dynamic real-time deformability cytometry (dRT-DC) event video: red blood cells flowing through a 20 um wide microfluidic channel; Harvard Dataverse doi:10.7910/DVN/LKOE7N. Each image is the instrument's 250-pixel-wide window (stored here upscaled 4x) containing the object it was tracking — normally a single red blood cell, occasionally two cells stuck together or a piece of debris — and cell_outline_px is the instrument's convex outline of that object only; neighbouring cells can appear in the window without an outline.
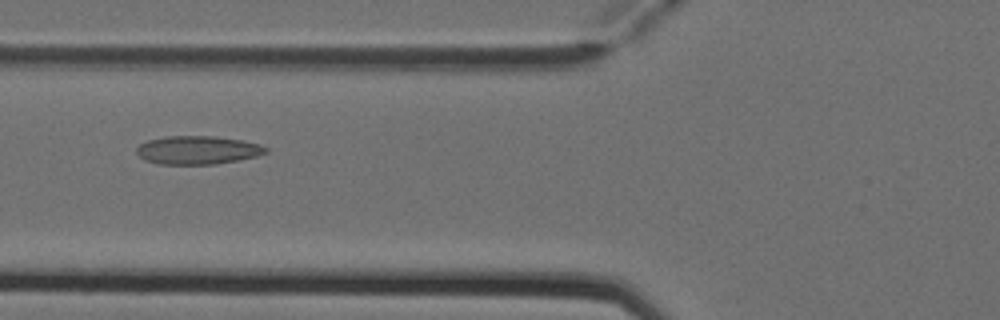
{"species": "Egyptian fruit bat (a non-hibernating species)", "species_latin": "Rousettus aegyptiacus", "temperature_condition": "cold", "stored_images_in_passage": 6, "camera_frame_rate_fps": 3000, "um_per_image_px": 0.085, "animal": {"sex": "female"}, "frame": {"image": 1, "passage_image": 3, "time_ms": 0.667, "image_size_px": [1000, 320], "cell_outline_px": [[268, 152], [256, 156], [216, 164], [160, 164], [144, 160], [136, 152], [136, 148], [140, 144], [148, 140], [168, 136], [212, 136], [240, 140], [260, 144], [268, 148]], "centroid_in_image_um": [16.79, 12.76], "position_along_channel_um": 109.0, "area_um2": 21.21}}
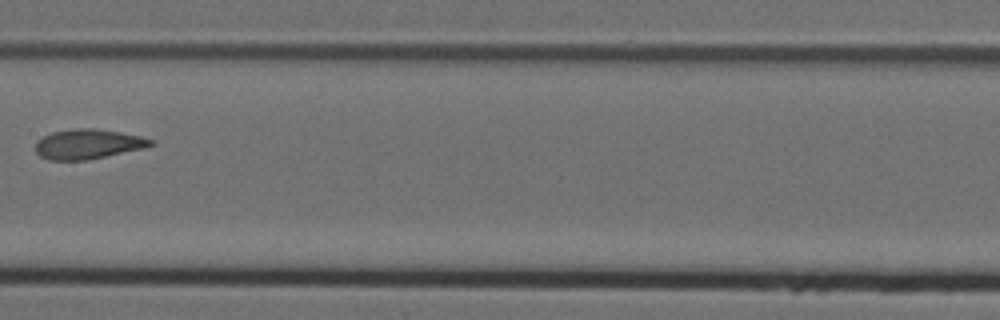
{"frame": {"image": 2, "passage_image": 5, "time_ms": 1.333, "image_size_px": [1000, 320], "cell_outline_px": [[156, 144], [148, 148], [88, 160], [48, 160], [40, 156], [36, 152], [36, 140], [52, 132], [76, 128], [92, 128], [120, 132], [140, 136], [152, 140]], "centroid_in_image_um": [7.51, 12.26], "position_along_channel_um": 199.9, "area_um2": 20.23}}
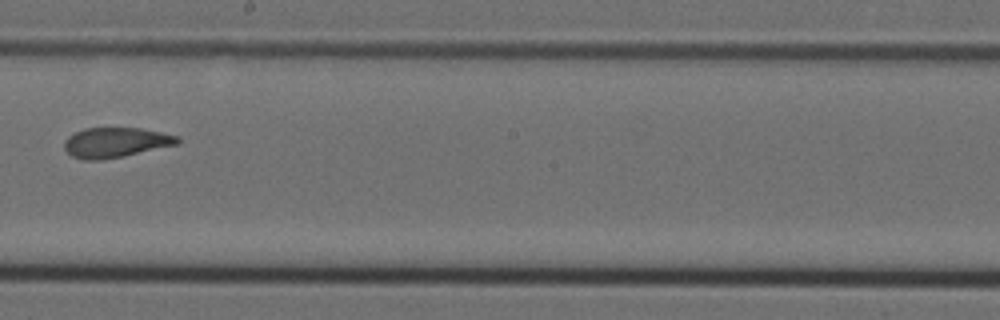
{"frame": {"image": 3, "passage_image": 6, "time_ms": 1.667, "image_size_px": [1000, 320], "cell_outline_px": [[180, 144], [124, 156], [100, 160], [84, 160], [72, 156], [64, 148], [64, 140], [68, 136], [84, 128], [140, 128], [180, 136]], "centroid_in_image_um": [9.85, 12.11], "position_along_channel_um": 238.3, "area_um2": 19.88}}